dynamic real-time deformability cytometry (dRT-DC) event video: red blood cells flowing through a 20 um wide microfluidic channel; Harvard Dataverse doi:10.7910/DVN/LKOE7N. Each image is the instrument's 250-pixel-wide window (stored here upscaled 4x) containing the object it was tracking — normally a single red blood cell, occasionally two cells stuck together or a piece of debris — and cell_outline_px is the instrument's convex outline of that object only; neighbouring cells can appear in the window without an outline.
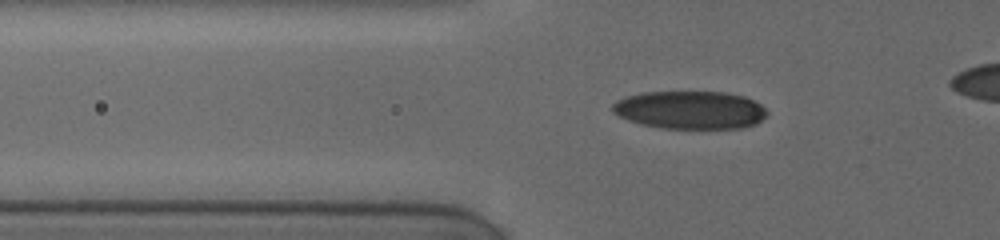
{"species": "human", "species_latin": "Homo sapiens", "temperature_condition": "cold", "stored_images_in_passage": 56, "camera_frame_rate_fps": 3000, "um_per_image_px": 0.085, "donor": {"sex": "female"}, "frame": {"image": 1, "passage_image": 8, "time_ms": 1.667, "image_size_px": [1000, 240], "cell_outline_px": [[768, 116], [756, 124], [744, 128], [660, 128], [640, 124], [628, 120], [612, 112], [612, 104], [616, 100], [628, 96], [644, 92], [724, 92], [744, 96], [760, 104], [768, 112]], "centroid_in_image_um": [58.67, 9.35], "position_along_channel_um": 67.1, "area_um2": 34.33}}
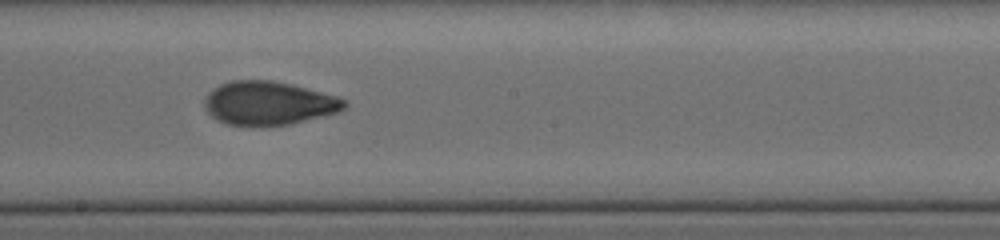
{"frame": {"image": 2, "passage_image": 27, "time_ms": 6.0, "image_size_px": [1000, 240], "cell_outline_px": [[348, 104], [340, 112], [292, 124], [252, 128], [228, 124], [216, 120], [208, 112], [204, 104], [204, 100], [208, 92], [212, 88], [220, 84], [232, 80], [272, 80], [292, 84], [336, 96], [348, 100]], "centroid_in_image_um": [22.83, 8.79], "position_along_channel_um": 225.4, "area_um2": 36.3}}
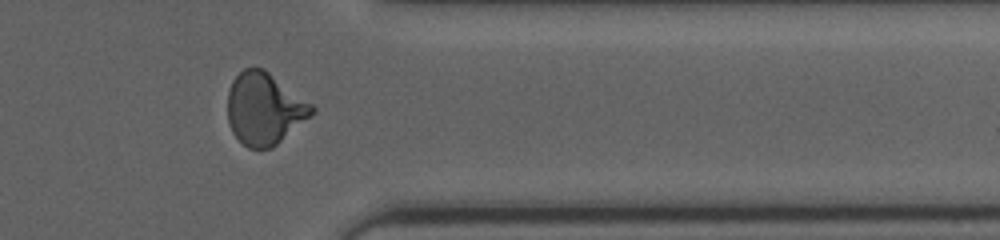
{"frame": {"image": 3, "passage_image": 46, "time_ms": 10.333, "image_size_px": [1000, 240], "cell_outline_px": [[316, 112], [312, 116], [272, 148], [248, 148], [232, 132], [228, 120], [228, 92], [232, 80], [244, 68], [264, 68], [312, 104], [316, 108]], "centroid_in_image_um": [22.49, 9.24], "position_along_channel_um": 388.9, "area_um2": 35.32}}